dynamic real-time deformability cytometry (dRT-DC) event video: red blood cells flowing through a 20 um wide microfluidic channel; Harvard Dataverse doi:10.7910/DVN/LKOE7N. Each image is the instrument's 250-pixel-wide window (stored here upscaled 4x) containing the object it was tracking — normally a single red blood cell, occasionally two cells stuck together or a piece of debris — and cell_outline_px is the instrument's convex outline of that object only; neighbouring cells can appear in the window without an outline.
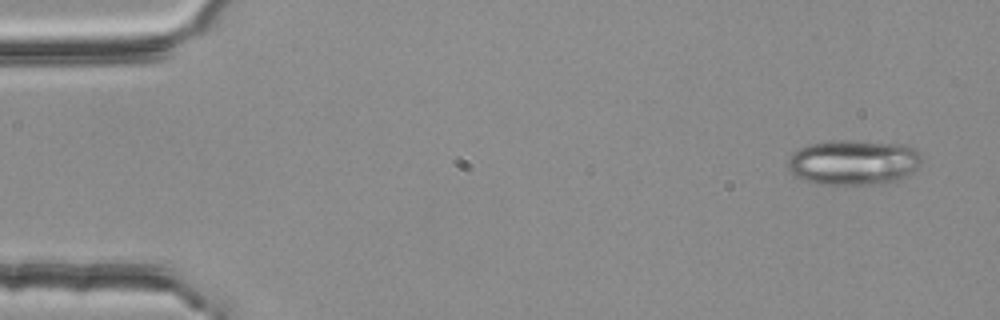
{"species": "common noctule bat (a hibernating species)", "species_latin": "Nyctalus noctula", "temperature_condition": "room temperature", "stored_images_in_passage": 4, "camera_frame_rate_fps": 3000, "um_per_image_px": 0.085, "animal": {"sex": "female", "body_mass_g": 25.1}, "frame": {"image": 1, "passage_image": 1, "time_ms": 0.0, "image_size_px": [1000, 320], "cell_outline_px": [[924, 160], [904, 180], [888, 184], [820, 184], [796, 176], [788, 168], [788, 160], [792, 152], [808, 144], [836, 140], [852, 140], [908, 144], [916, 148], [920, 152]], "centroid_in_image_um": [72.65, 13.79], "position_along_channel_um": 12.4, "area_um2": 35.89}}